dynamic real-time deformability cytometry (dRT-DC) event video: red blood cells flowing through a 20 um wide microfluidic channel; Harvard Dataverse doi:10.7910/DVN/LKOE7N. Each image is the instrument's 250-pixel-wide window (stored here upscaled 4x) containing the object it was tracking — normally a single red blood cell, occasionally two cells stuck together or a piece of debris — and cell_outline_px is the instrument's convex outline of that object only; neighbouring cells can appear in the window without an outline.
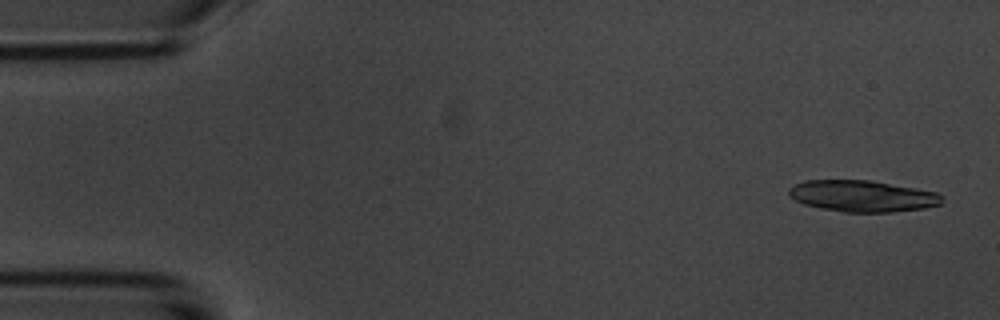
{"species": "common noctule bat (a hibernating species)", "species_latin": "Nyctalus noctula", "temperature_condition": "room temperature", "stored_images_in_passage": 5, "camera_frame_rate_fps": 3000, "um_per_image_px": 0.085, "animal": {"sex": "male", "body_mass_g": 20.1, "forearm_length_mm": 53.5}, "frame": {"image": 1, "passage_image": 1, "time_ms": 0.0, "image_size_px": [1000, 320], "cell_outline_px": [[944, 196], [940, 204], [924, 208], [892, 212], [844, 212], [804, 204], [788, 196], [788, 188], [804, 180], [872, 180], [936, 192]], "centroid_in_image_um": [73.3, 16.66], "position_along_channel_um": 11.7, "area_um2": 27.98}}